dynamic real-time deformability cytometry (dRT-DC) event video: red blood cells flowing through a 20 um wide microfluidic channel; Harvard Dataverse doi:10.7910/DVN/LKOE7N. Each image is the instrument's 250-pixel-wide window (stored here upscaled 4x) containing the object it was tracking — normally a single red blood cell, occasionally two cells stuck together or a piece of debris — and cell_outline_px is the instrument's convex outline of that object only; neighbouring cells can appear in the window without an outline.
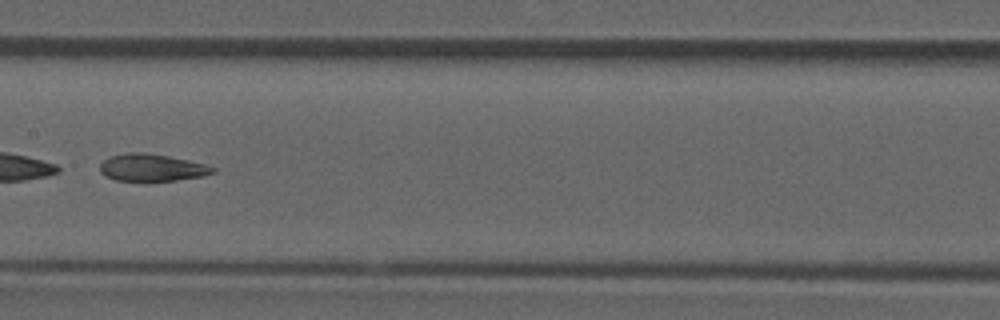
{"species": "common noctule bat (a hibernating species)", "species_latin": "Nyctalus noctula", "temperature_condition": "room temperature", "stored_images_in_passage": 34, "camera_frame_rate_fps": 3000, "um_per_image_px": 0.085, "animal": {"sex": "male", "forearm_length_mm": 52.5}, "frame": {"image": 1, "passage_image": 10, "time_ms": 3.0, "image_size_px": [1000, 320], "cell_outline_px": [[216, 172], [200, 176], [176, 180], [144, 184], [116, 180], [104, 176], [100, 172], [100, 164], [104, 160], [112, 156], [128, 152], [144, 152], [168, 156], [208, 164], [216, 168]], "centroid_in_image_um": [12.89, 14.29], "position_along_channel_um": 194.5, "area_um2": 18.61}}